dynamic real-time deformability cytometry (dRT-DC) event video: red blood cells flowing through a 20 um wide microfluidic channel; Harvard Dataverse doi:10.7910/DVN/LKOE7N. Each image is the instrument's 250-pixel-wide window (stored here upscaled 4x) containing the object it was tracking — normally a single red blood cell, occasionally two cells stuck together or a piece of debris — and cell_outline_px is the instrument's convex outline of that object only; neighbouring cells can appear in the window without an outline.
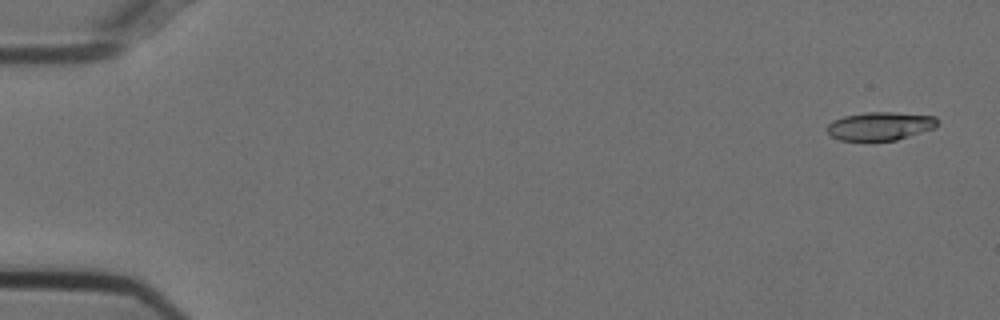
{"species": "Egyptian fruit bat (a non-hibernating species)", "species_latin": "Rousettus aegyptiacus", "temperature_condition": "cold", "stored_images_in_passage": 19, "camera_frame_rate_fps": 3000, "um_per_image_px": 0.085, "animal": {"sex": "female"}, "frame": {"image": 1, "passage_image": 3, "time_ms": 0.667, "image_size_px": [1000, 320], "cell_outline_px": [[936, 128], [896, 140], [840, 140], [832, 136], [828, 132], [828, 124], [832, 120], [844, 116], [868, 112], [892, 112], [936, 116]], "centroid_in_image_um": [74.82, 10.71], "position_along_channel_um": 10.2, "area_um2": 18.03}}
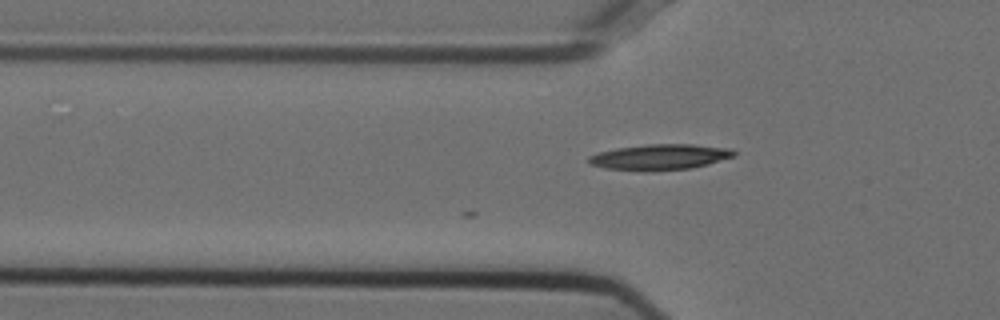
{"frame": {"image": 2, "passage_image": 19, "time_ms": 6.0, "image_size_px": [1000, 320], "cell_outline_px": [[736, 156], [708, 164], [692, 168], [652, 172], [640, 172], [604, 168], [588, 164], [588, 156], [596, 152], [616, 148], [648, 144], [692, 144], [732, 148], [736, 152]], "centroid_in_image_um": [56.06, 13.36], "position_along_channel_um": 69.7, "area_um2": 22.37}}